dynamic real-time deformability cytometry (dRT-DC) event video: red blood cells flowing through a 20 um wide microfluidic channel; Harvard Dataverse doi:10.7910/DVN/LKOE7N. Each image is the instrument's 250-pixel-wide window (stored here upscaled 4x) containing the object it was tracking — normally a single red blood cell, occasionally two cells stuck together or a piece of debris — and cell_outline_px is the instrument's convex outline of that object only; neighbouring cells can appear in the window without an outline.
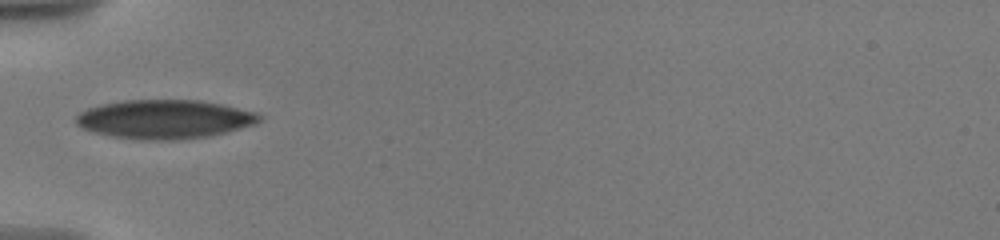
{"species": "human", "species_latin": "Homo sapiens", "temperature_condition": "warm", "stored_images_in_passage": 48, "camera_frame_rate_fps": 3000, "um_per_image_px": 0.085, "donor": {"sex": "male"}, "frame": {"image": 1, "passage_image": 1, "time_ms": 0.0, "image_size_px": [1000, 240], "cell_outline_px": [[264, 116], [260, 120], [252, 124], [240, 128], [208, 136], [176, 140], [136, 140], [112, 136], [92, 132], [80, 128], [76, 124], [76, 116], [80, 112], [88, 108], [100, 104], [124, 100], [200, 100], [224, 104], [256, 112]], "centroid_in_image_um": [13.95, 10.13], "position_along_channel_um": 71.0, "area_um2": 41.79}}
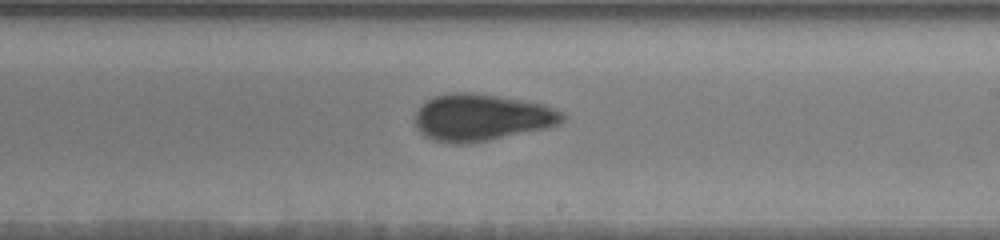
{"frame": {"image": 2, "passage_image": 21, "time_ms": 5.0, "image_size_px": [1000, 240], "cell_outline_px": [[564, 120], [548, 128], [488, 140], [464, 144], [452, 144], [432, 140], [424, 136], [416, 128], [416, 112], [420, 104], [424, 100], [432, 96], [448, 92], [472, 92], [544, 104], [564, 112]], "centroid_in_image_um": [40.88, 9.98], "position_along_channel_um": 248.1, "area_um2": 40.52}}
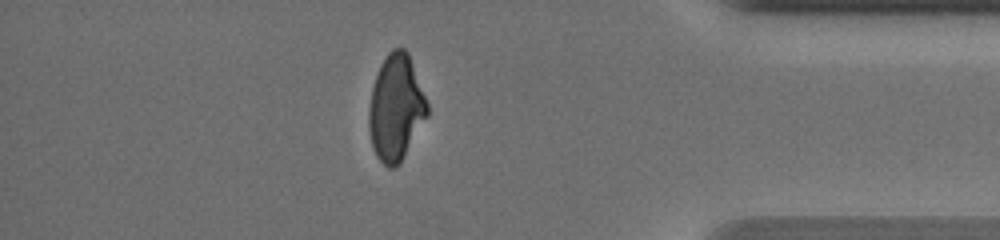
{"frame": {"image": 3, "passage_image": 41, "time_ms": 10.0, "image_size_px": [1000, 240], "cell_outline_px": [[428, 116], [400, 164], [392, 168], [388, 168], [376, 156], [372, 144], [368, 128], [368, 108], [372, 88], [380, 64], [388, 52], [392, 48], [404, 48], [408, 52], [428, 104]], "centroid_in_image_um": [33.65, 9.17], "position_along_channel_um": 401.6, "area_um2": 36.18}, "authors_computed_cell_mechanics": {"area_um2": 39.3329, "velocity_mm_per_s": 3.5652, "shape_relaxation_time_tau1_ms": 6.7419, "shape_relaxation_time_tau2_ms": 1.1908, "deformation_change_tau1": 0.2012, "deformation_change_tau2": 0.0593}}